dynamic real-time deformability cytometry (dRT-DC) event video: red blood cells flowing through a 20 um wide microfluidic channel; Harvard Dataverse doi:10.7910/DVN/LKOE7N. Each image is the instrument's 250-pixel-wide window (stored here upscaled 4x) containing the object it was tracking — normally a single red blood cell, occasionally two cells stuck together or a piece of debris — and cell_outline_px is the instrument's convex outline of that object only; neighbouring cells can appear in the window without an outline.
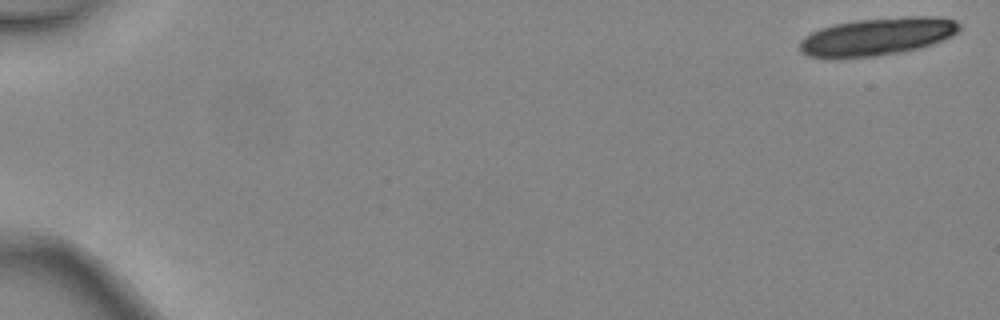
{"species": "common noctule bat (a hibernating species)", "species_latin": "Nyctalus noctula", "temperature_condition": "warm", "stored_images_in_passage": 4, "camera_frame_rate_fps": 3000, "um_per_image_px": 0.085, "animal": {"sex": "female", "body_mass_g": 24.6, "forearm_length_mm": 56.2}, "frame": {"image": 1, "passage_image": 1, "time_ms": 0.0, "image_size_px": [1000, 320], "cell_outline_px": [[960, 28], [952, 36], [920, 48], [872, 56], [808, 56], [800, 52], [800, 40], [804, 36], [820, 28], [836, 24], [856, 20], [904, 16], [936, 16], [956, 20], [960, 24]], "centroid_in_image_um": [74.61, 3.07], "position_along_channel_um": 10.4, "area_um2": 34.45}}